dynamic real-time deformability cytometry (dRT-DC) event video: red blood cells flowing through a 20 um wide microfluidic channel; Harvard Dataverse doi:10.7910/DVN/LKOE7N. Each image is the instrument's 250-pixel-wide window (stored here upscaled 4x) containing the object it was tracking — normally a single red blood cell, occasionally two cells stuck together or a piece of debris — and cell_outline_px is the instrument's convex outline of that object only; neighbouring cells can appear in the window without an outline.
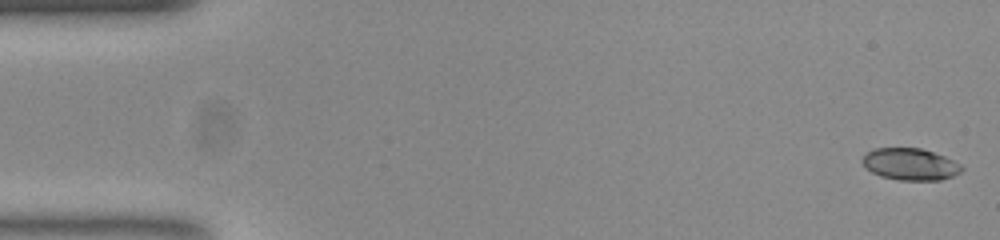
{"species": "common noctule bat (a hibernating species)", "species_latin": "Nyctalus noctula", "temperature_condition": "room temperature", "stored_images_in_passage": 52, "camera_frame_rate_fps": 3000, "um_per_image_px": 0.085, "animal": {"sex": "female", "body_mass_g": 23.0, "forearm_length_mm": 53.4}, "frame": {"image": 1, "passage_image": 1, "time_ms": 0.0, "image_size_px": [1000, 240], "cell_outline_px": [[964, 168], [960, 172], [952, 176], [940, 180], [900, 180], [880, 176], [864, 168], [860, 160], [868, 152], [876, 148], [920, 148], [944, 156], [960, 164]], "centroid_in_image_um": [77.34, 13.96], "position_along_channel_um": 7.7, "area_um2": 18.38}}
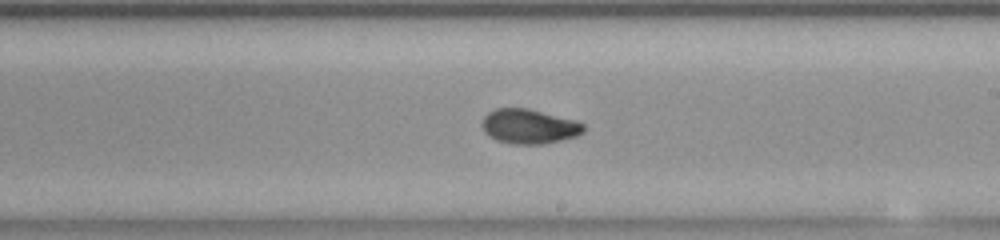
{"frame": {"image": 2, "passage_image": 30, "time_ms": 9.667, "image_size_px": [1000, 240], "cell_outline_px": [[584, 132], [576, 136], [544, 144], [512, 144], [496, 140], [488, 136], [484, 132], [484, 116], [488, 112], [496, 108], [528, 108], [576, 120], [584, 124]], "centroid_in_image_um": [44.98, 10.74], "position_along_channel_um": 244.0, "area_um2": 20.46}}
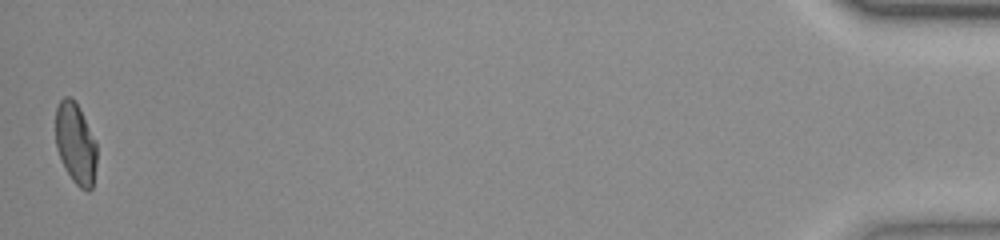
{"frame": {"image": 3, "passage_image": 52, "time_ms": 17.0, "image_size_px": [1000, 240], "cell_outline_px": [[96, 164], [92, 188], [88, 192], [80, 188], [72, 180], [56, 148], [56, 108], [60, 100], [64, 96], [72, 96], [96, 140]], "centroid_in_image_um": [6.43, 12.19], "position_along_channel_um": 428.8, "area_um2": 19.31}, "authors_computed_cell_mechanics": {"area_um2": 19.7965, "velocity_mm_per_s": 3.8699, "shape_relaxation_time_tau1_ms": 4.0104, "shape_relaxation_time_tau2_ms": 1.7492, "deformation_change_tau1": 0.1476, "deformation_change_tau2": 0.0608}}